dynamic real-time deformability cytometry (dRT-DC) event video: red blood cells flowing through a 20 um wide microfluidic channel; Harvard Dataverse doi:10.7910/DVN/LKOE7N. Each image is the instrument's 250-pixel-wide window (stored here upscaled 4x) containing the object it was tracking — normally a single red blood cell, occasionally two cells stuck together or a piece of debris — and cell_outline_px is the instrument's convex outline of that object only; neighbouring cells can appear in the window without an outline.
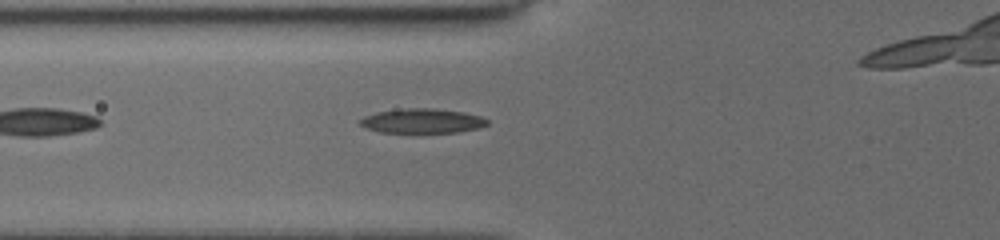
{"species": "common noctule bat (a hibernating species)", "species_latin": "Nyctalus noctula", "temperature_condition": "cold", "stored_images_in_passage": 24, "camera_frame_rate_fps": 3000, "um_per_image_px": 0.085, "animal": {"sex": "female", "body_mass_g": 19.5, "forearm_length_mm": 54.1}, "frame": {"image": 1, "passage_image": 2, "time_ms": 0.333, "image_size_px": [1000, 240], "cell_outline_px": [[488, 124], [480, 128], [456, 132], [380, 132], [368, 128], [360, 124], [356, 120], [364, 116], [376, 112], [404, 108], [432, 108], [460, 112], [480, 116], [488, 120]], "centroid_in_image_um": [35.85, 10.27], "position_along_channel_um": 89.9, "area_um2": 18.03}}
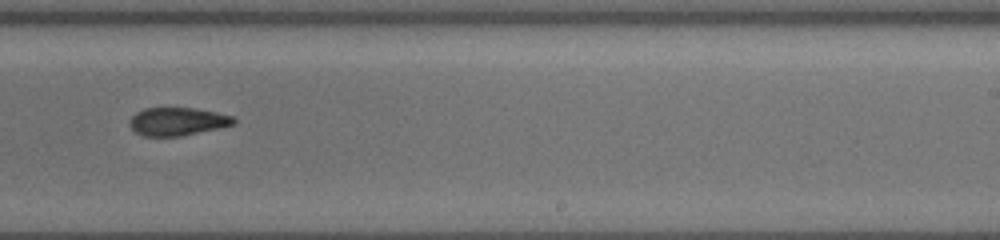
{"frame": {"image": 2, "passage_image": 13, "time_ms": 5.0, "image_size_px": [1000, 240], "cell_outline_px": [[236, 120], [232, 124], [220, 128], [180, 136], [140, 136], [128, 124], [132, 116], [136, 112], [144, 108], [196, 108], [216, 112], [232, 116]], "centroid_in_image_um": [15.05, 10.32], "position_along_channel_um": 273.9, "area_um2": 16.99}}
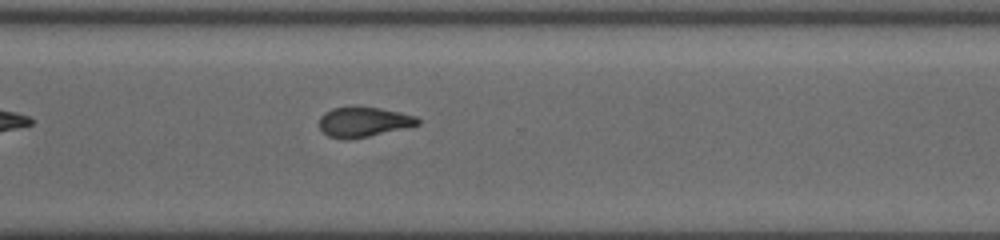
{"frame": {"image": 3, "passage_image": 17, "time_ms": 6.667, "image_size_px": [1000, 240], "cell_outline_px": [[420, 124], [368, 136], [328, 136], [320, 128], [320, 116], [324, 112], [332, 108], [352, 104], [380, 108], [400, 112], [416, 116], [420, 120]], "centroid_in_image_um": [30.91, 10.28], "position_along_channel_um": 339.7, "area_um2": 16.88}}